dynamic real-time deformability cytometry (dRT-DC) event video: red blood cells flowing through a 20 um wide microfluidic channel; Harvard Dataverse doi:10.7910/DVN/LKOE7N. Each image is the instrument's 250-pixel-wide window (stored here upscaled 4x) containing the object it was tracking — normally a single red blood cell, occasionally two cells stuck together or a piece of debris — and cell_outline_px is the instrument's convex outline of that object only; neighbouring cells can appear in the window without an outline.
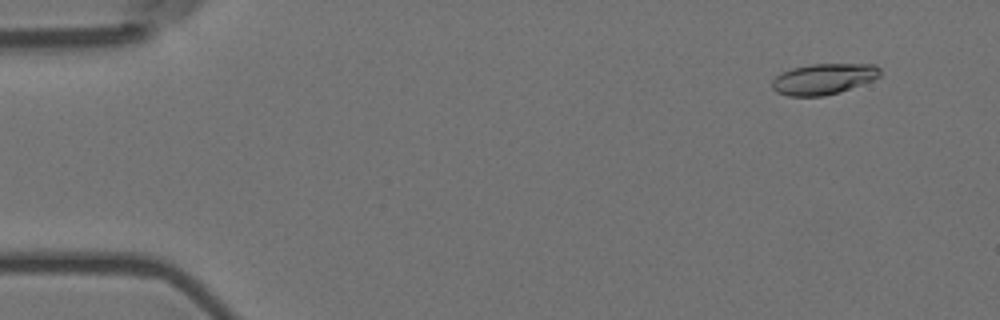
{"species": "Egyptian fruit bat (a non-hibernating species)", "species_latin": "Rousettus aegyptiacus", "temperature_condition": "room temperature", "stored_images_in_passage": 57, "camera_frame_rate_fps": 3000, "um_per_image_px": 0.085, "animal": {"sex": "female"}, "frame": {"image": 1, "passage_image": 5, "time_ms": 1.333, "image_size_px": [1000, 320], "cell_outline_px": [[880, 76], [872, 80], [840, 92], [824, 96], [788, 96], [776, 92], [772, 88], [772, 80], [780, 72], [792, 68], [812, 64], [876, 64], [880, 68]], "centroid_in_image_um": [69.98, 6.71], "position_along_channel_um": 15.0, "area_um2": 19.48}}
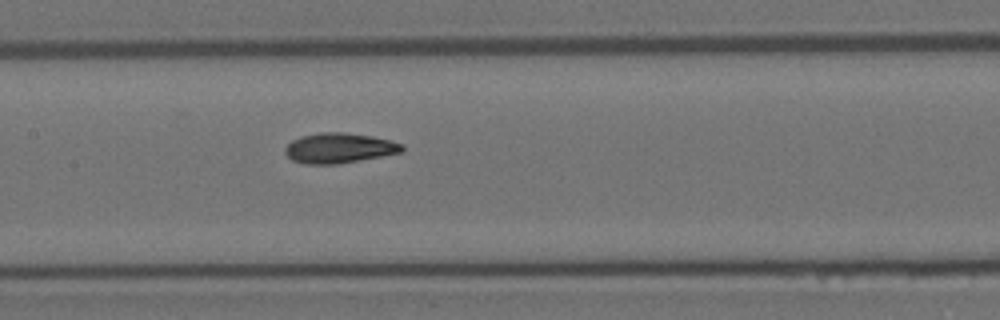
{"frame": {"image": 2, "passage_image": 28, "time_ms": 9.0, "image_size_px": [1000, 320], "cell_outline_px": [[404, 148], [400, 152], [380, 156], [336, 164], [304, 164], [292, 160], [284, 152], [284, 148], [292, 140], [300, 136], [320, 132], [344, 132], [372, 136], [404, 144]], "centroid_in_image_um": [28.78, 12.57], "position_along_channel_um": 178.6, "area_um2": 20.4}}
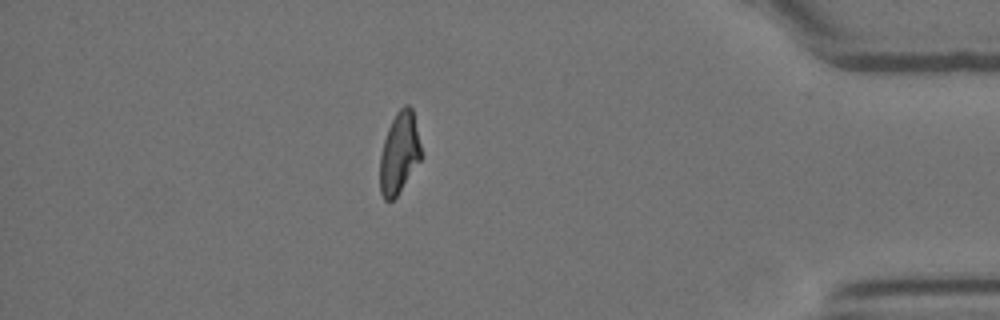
{"frame": {"image": 3, "passage_image": 50, "time_ms": 16.333, "image_size_px": [1000, 320], "cell_outline_px": [[424, 156], [396, 196], [392, 200], [384, 200], [380, 192], [380, 156], [384, 140], [388, 128], [396, 112], [404, 104], [408, 104], [412, 108]], "centroid_in_image_um": [33.96, 12.99], "position_along_channel_um": 401.2, "area_um2": 19.71}, "authors_computed_cell_mechanics": {"area_um2": 20.0566, "velocity_mm_per_s": 3.5869, "shape_relaxation_time_tau1_ms": 8.8481, "shape_relaxation_time_tau2_ms": 1.9746, "deformation_change_tau1": 0.2495, "deformation_change_tau2": 0.0816}}